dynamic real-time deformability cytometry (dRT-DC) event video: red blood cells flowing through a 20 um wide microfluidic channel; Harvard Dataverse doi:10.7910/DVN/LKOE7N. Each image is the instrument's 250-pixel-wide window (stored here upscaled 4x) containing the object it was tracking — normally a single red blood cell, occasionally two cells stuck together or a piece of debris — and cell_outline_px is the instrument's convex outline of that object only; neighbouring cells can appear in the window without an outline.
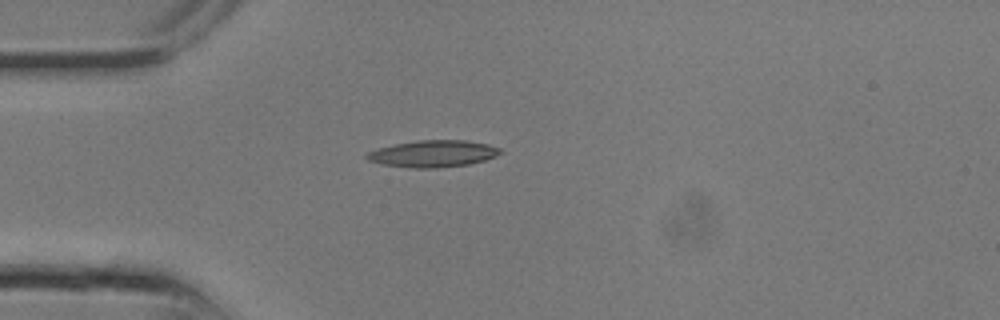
{"species": "common noctule bat (a hibernating species)", "species_latin": "Nyctalus noctula", "temperature_condition": "room temperature", "stored_images_in_passage": 4, "camera_frame_rate_fps": 3000, "um_per_image_px": 0.085, "animal": {"sex": "male", "body_mass_g": 13.3}, "frame": {"image": 1, "passage_image": 1, "time_ms": 0.0, "image_size_px": [1000, 320], "cell_outline_px": [[504, 152], [496, 156], [484, 160], [468, 164], [436, 168], [408, 168], [384, 164], [368, 160], [364, 156], [368, 152], [376, 148], [396, 144], [420, 140], [464, 140], [488, 144], [500, 148]], "centroid_in_image_um": [36.81, 13.06], "position_along_channel_um": 48.2, "area_um2": 20.81}}
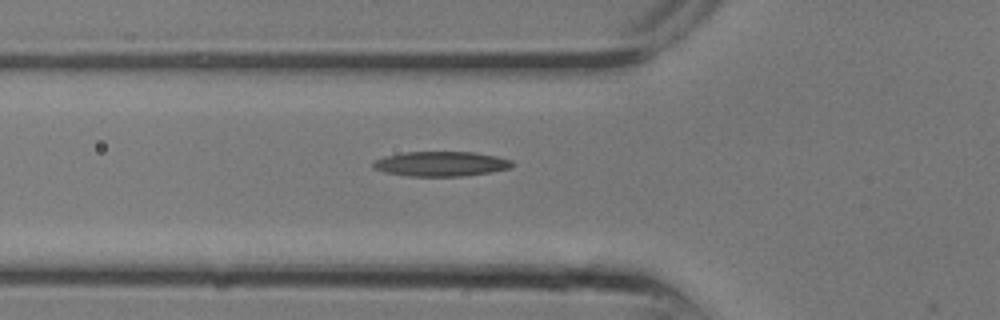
{"frame": {"image": 2, "passage_image": 3, "time_ms": 0.667, "image_size_px": [1000, 320], "cell_outline_px": [[512, 168], [492, 172], [464, 176], [408, 176], [384, 172], [372, 168], [372, 164], [376, 160], [384, 156], [400, 152], [476, 152], [496, 156], [512, 160]], "centroid_in_image_um": [37.48, 13.93], "position_along_channel_um": 88.3, "area_um2": 20.29}}